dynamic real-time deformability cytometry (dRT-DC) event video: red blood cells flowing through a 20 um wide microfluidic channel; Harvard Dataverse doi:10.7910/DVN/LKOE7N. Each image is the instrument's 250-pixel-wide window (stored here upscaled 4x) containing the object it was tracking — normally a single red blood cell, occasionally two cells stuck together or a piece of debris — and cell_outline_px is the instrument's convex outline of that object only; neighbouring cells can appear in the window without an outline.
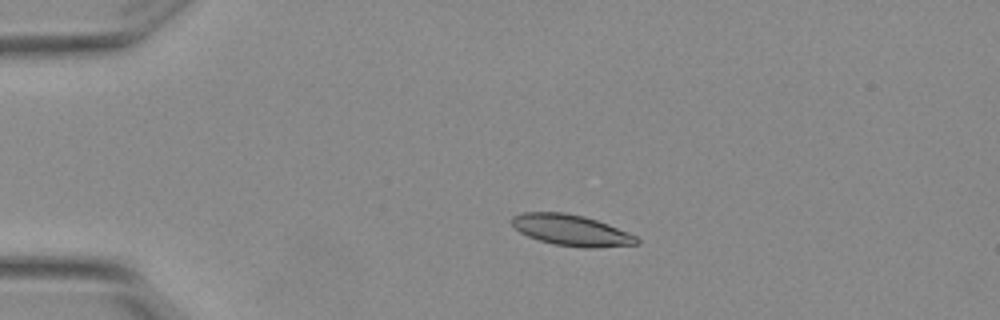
{"species": "Egyptian fruit bat (a non-hibernating species)", "species_latin": "Rousettus aegyptiacus", "temperature_condition": "warm", "stored_images_in_passage": 4, "camera_frame_rate_fps": 3000, "um_per_image_px": 0.085, "animal": {"sex": "female"}, "frame": {"image": 1, "passage_image": 3, "time_ms": 0.667, "image_size_px": [1000, 320], "cell_outline_px": [[640, 244], [596, 248], [584, 248], [552, 244], [528, 236], [520, 232], [512, 224], [512, 216], [524, 212], [564, 212], [584, 216], [608, 224], [628, 232], [636, 236], [640, 240]], "centroid_in_image_um": [48.59, 19.58], "position_along_channel_um": 36.4, "area_um2": 22.66}}